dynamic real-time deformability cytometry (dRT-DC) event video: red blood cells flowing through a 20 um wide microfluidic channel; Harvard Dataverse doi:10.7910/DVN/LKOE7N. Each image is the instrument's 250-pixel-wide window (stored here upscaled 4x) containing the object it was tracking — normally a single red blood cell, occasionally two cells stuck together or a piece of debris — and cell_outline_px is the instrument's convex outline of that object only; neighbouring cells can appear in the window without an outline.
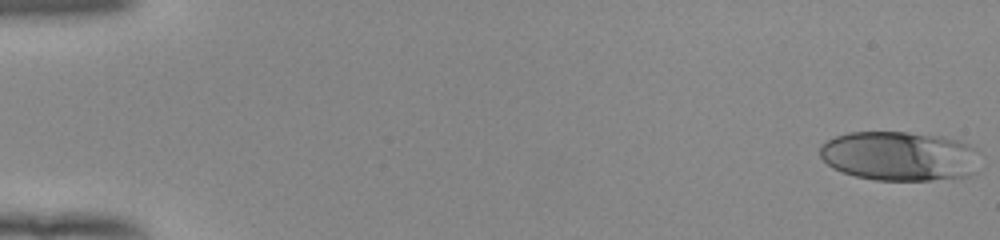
{"species": "human", "species_latin": "Homo sapiens", "temperature_condition": "room temperature", "stored_images_in_passage": 53, "camera_frame_rate_fps": 3000, "um_per_image_px": 0.085, "donor": {"sex": "female"}, "frame": {"image": 1, "passage_image": 1, "time_ms": 0.0, "image_size_px": [1000, 240], "cell_outline_px": [[980, 148], [976, 172], [968, 176], [932, 180], [876, 180], [856, 176], [832, 168], [820, 156], [820, 144], [836, 136], [848, 132], [908, 132], [944, 136], [960, 140]], "centroid_in_image_um": [76.52, 13.25], "position_along_channel_um": 8.5, "area_um2": 46.76}}
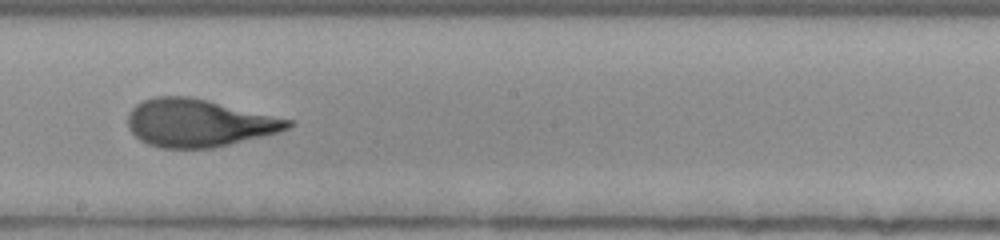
{"frame": {"image": 2, "passage_image": 31, "time_ms": 10.0, "image_size_px": [1000, 240], "cell_outline_px": [[292, 124], [288, 128], [264, 136], [212, 148], [160, 148], [148, 144], [140, 140], [128, 128], [128, 112], [136, 104], [144, 100], [156, 96], [192, 96], [292, 120]], "centroid_in_image_um": [16.84, 10.44], "position_along_channel_um": 231.4, "area_um2": 44.33}}
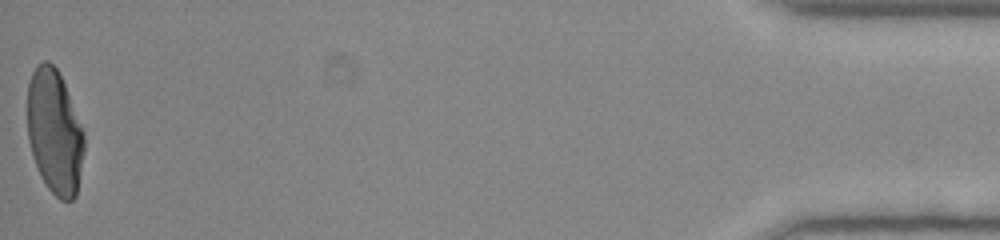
{"frame": {"image": 3, "passage_image": 53, "time_ms": 17.333, "image_size_px": [1000, 240], "cell_outline_px": [[84, 152], [76, 196], [72, 200], [60, 200], [48, 188], [40, 176], [32, 156], [28, 140], [28, 84], [32, 72], [44, 60], [48, 60], [56, 68], [64, 84], [84, 132]], "centroid_in_image_um": [4.63, 11.24], "position_along_channel_um": 430.6, "area_um2": 40.92}, "authors_computed_cell_mechanics": {"area_um2": 44.0436, "velocity_mm_per_s": 3.922, "shape_relaxation_time_tau1_ms": 3.6831, "shape_relaxation_time_tau2_ms": 0.809, "deformation_change_tau1": 0.2089, "deformation_change_tau2": 0.0881}}